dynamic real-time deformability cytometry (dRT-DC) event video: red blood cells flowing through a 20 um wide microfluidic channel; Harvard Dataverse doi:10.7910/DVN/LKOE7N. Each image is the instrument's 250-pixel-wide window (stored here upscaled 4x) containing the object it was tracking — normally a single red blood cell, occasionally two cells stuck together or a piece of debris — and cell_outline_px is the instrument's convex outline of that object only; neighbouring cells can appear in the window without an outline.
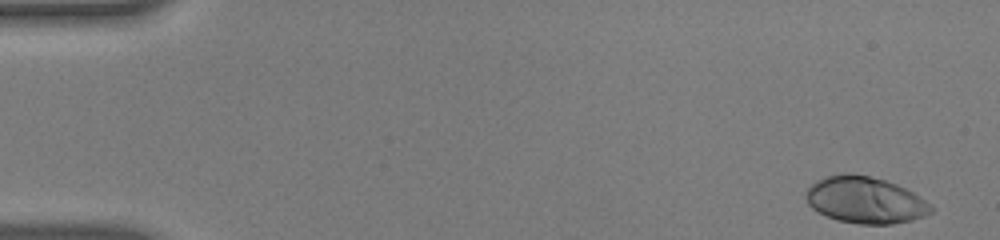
{"species": "human", "species_latin": "Homo sapiens", "temperature_condition": "warm", "stored_images_in_passage": 53, "camera_frame_rate_fps": 3000, "um_per_image_px": 0.085, "donor": {"sex": "male"}, "frame": {"image": 1, "passage_image": 1, "time_ms": 0.0, "image_size_px": [1000, 240], "cell_outline_px": [[932, 212], [924, 216], [912, 220], [892, 224], [860, 224], [836, 220], [812, 208], [808, 204], [804, 196], [808, 188], [816, 180], [828, 176], [844, 172], [852, 172], [884, 180], [896, 184], [920, 196], [932, 204]], "centroid_in_image_um": [73.54, 17.0], "position_along_channel_um": 11.5, "area_um2": 34.04}}
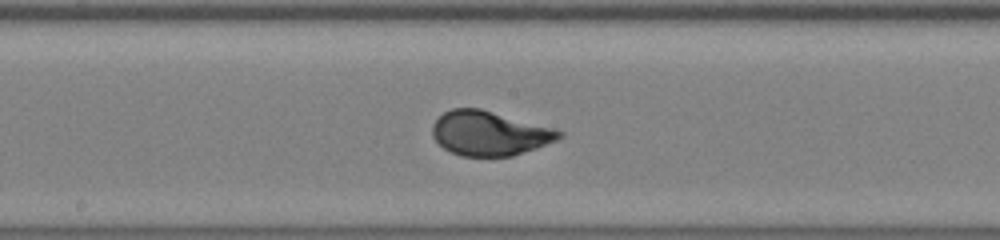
{"frame": {"image": 2, "passage_image": 28, "time_ms": 9.0, "image_size_px": [1000, 240], "cell_outline_px": [[564, 136], [556, 140], [536, 148], [512, 156], [460, 156], [444, 148], [432, 136], [432, 124], [444, 112], [452, 108], [480, 108], [556, 128], [564, 132]], "centroid_in_image_um": [41.62, 11.32], "position_along_channel_um": 206.6, "area_um2": 32.89}}
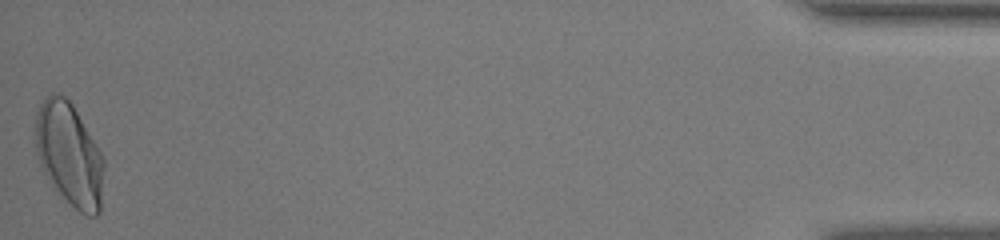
{"frame": {"image": 3, "passage_image": 53, "time_ms": 17.333, "image_size_px": [1000, 240], "cell_outline_px": [[104, 168], [100, 212], [96, 216], [88, 216], [80, 212], [60, 192], [44, 172], [40, 164], [36, 152], [36, 112], [40, 104], [48, 92], [60, 92], [72, 104], [104, 156]], "centroid_in_image_um": [5.91, 13.07], "position_along_channel_um": 429.3, "area_um2": 40.86}, "authors_computed_cell_mechanics": {"area_um2": 32.8882, "velocity_mm_per_s": 3.7931, "shape_relaxation_time_tau1_ms": 3.2786, "shape_relaxation_time_tau2_ms": null, "deformation_change_tau1": 0.1982, "deformation_change_tau2": null}}